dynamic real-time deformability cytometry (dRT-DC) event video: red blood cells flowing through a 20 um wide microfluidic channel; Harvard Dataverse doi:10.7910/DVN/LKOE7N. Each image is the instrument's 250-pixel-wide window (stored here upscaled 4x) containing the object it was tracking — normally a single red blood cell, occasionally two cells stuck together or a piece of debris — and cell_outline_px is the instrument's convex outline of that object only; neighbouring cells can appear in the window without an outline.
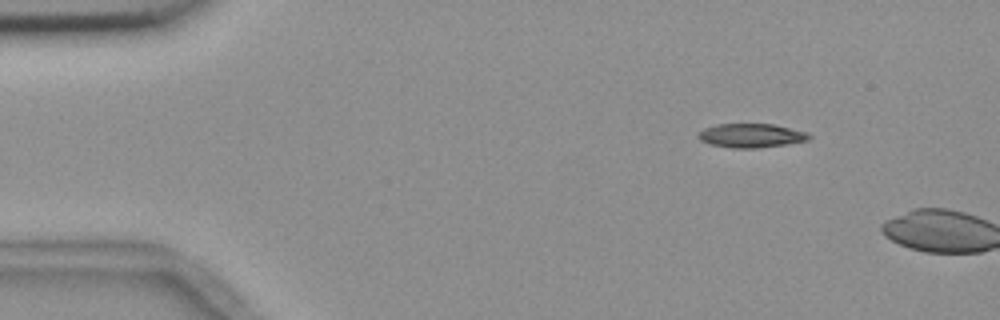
{"species": "common noctule bat (a hibernating species)", "species_latin": "Nyctalus noctula", "temperature_condition": "room temperature", "stored_images_in_passage": 3, "camera_frame_rate_fps": 3000, "um_per_image_px": 0.085, "animal": {"sex": "female", "body_mass_g": 18.4}, "frame": {"image": 1, "passage_image": 1, "time_ms": 0.0, "image_size_px": [1000, 320], "cell_outline_px": [[812, 136], [808, 140], [788, 144], [756, 148], [732, 148], [712, 144], [700, 140], [696, 136], [704, 128], [716, 124], [772, 124], [808, 132]], "centroid_in_image_um": [63.86, 11.52], "position_along_channel_um": 21.1, "area_um2": 15.43}}